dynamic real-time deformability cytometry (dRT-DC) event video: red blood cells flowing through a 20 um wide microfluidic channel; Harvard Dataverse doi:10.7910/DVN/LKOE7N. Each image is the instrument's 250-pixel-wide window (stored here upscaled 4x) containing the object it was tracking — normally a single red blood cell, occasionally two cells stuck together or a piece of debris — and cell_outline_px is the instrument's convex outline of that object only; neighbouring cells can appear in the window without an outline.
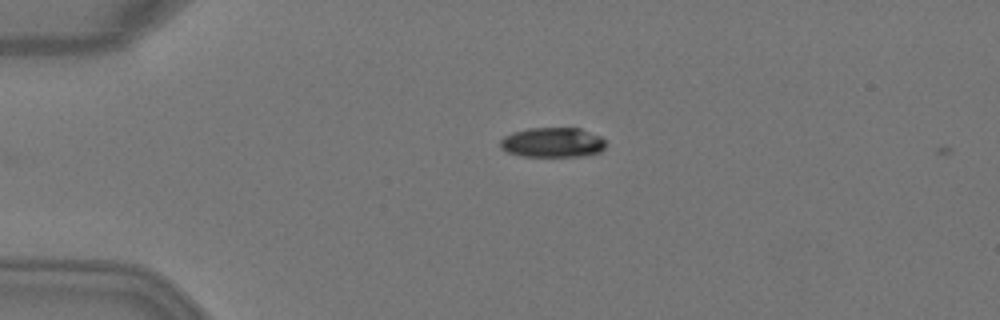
{"species": "Egyptian fruit bat (a non-hibernating species)", "species_latin": "Rousettus aegyptiacus", "temperature_condition": "warm", "stored_images_in_passage": 5, "camera_frame_rate_fps": 3000, "um_per_image_px": 0.085, "animal": {"sex": "female"}, "frame": {"image": 1, "passage_image": 5, "time_ms": 1.333, "image_size_px": [1000, 320], "cell_outline_px": [[604, 148], [600, 152], [584, 156], [520, 156], [508, 152], [500, 148], [500, 140], [504, 136], [512, 132], [528, 128], [580, 128], [600, 136], [604, 140]], "centroid_in_image_um": [46.94, 12.11], "position_along_channel_um": 38.1, "area_um2": 18.38}}